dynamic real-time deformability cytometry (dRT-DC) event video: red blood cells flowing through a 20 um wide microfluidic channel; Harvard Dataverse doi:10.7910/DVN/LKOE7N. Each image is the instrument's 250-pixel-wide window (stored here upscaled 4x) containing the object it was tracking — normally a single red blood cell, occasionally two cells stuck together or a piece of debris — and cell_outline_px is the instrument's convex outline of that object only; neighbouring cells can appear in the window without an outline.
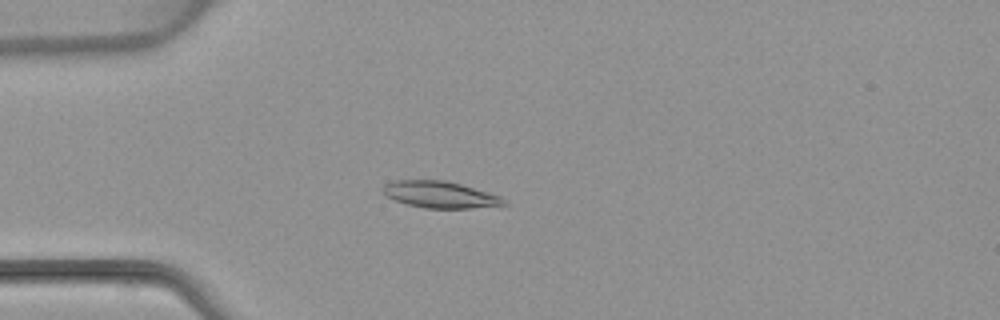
{"species": "common noctule bat (a hibernating species)", "species_latin": "Nyctalus noctula", "temperature_condition": "warm", "stored_images_in_passage": 5, "camera_frame_rate_fps": 3000, "um_per_image_px": 0.085, "animal": {"sex": "female", "body_mass_g": 22.7, "forearm_length_mm": 54.2}, "frame": {"image": 1, "passage_image": 4, "time_ms": 3.667, "image_size_px": [1000, 320], "cell_outline_px": [[508, 204], [468, 208], [424, 208], [408, 204], [396, 200], [388, 196], [384, 192], [384, 184], [396, 180], [444, 180], [460, 184], [488, 192], [500, 196]], "centroid_in_image_um": [37.41, 16.54], "position_along_channel_um": 47.6, "area_um2": 18.38}}